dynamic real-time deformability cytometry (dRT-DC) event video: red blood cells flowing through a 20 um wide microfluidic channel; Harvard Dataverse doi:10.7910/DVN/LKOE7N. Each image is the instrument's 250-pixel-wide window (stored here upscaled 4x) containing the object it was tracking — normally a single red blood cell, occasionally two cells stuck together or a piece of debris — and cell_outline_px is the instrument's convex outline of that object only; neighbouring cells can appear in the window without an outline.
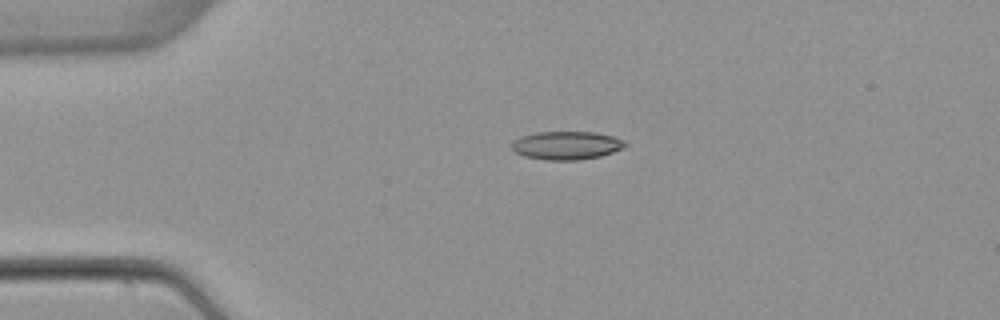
{"species": "common noctule bat (a hibernating species)", "species_latin": "Nyctalus noctula", "temperature_condition": "warm", "stored_images_in_passage": 2, "camera_frame_rate_fps": 3000, "um_per_image_px": 0.085, "animal": {"sex": "female", "body_mass_g": 22.7, "forearm_length_mm": 54.2}, "frame": {"image": 1, "passage_image": 1, "time_ms": 0.0, "image_size_px": [1000, 320], "cell_outline_px": [[628, 144], [624, 148], [600, 156], [580, 160], [548, 160], [524, 156], [516, 152], [512, 148], [512, 144], [516, 140], [524, 136], [536, 132], [596, 132], [612, 136], [624, 140]], "centroid_in_image_um": [48.21, 12.36], "position_along_channel_um": 36.8, "area_um2": 18.55}}